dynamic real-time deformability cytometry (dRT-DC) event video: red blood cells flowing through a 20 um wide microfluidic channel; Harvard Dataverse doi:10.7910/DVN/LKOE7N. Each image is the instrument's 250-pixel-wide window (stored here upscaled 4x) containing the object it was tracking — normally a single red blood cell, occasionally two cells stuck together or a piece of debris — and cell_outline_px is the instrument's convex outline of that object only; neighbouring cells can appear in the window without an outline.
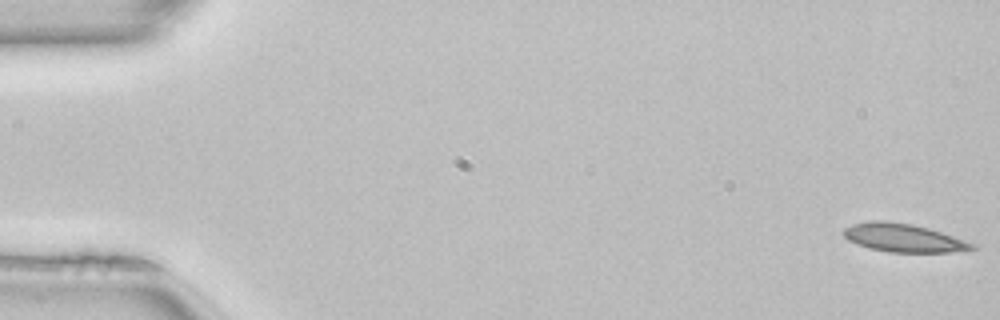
{"species": "common noctule bat (a hibernating species)", "species_latin": "Nyctalus noctula", "temperature_condition": "room temperature", "stored_images_in_passage": 50, "camera_frame_rate_fps": 3000, "um_per_image_px": 0.085, "animal": {"sex": "female", "body_mass_g": 22.7, "forearm_length_mm": 54.2}, "frame": {"image": 1, "passage_image": 1, "time_ms": 0.0, "image_size_px": [1000, 320], "cell_outline_px": [[976, 248], [948, 252], [888, 252], [868, 248], [848, 240], [844, 236], [844, 228], [852, 224], [868, 220], [884, 220], [912, 224], [928, 228], [976, 244]], "centroid_in_image_um": [76.74, 20.21], "position_along_channel_um": 8.3, "area_um2": 21.04}}
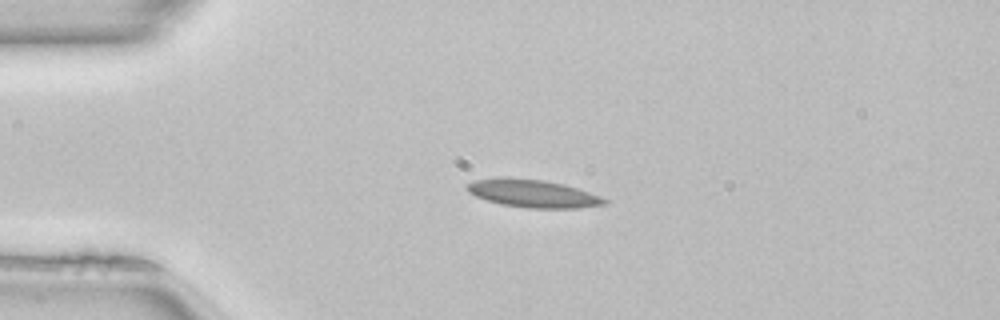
{"frame": {"image": 2, "passage_image": 12, "time_ms": 3.667, "image_size_px": [1000, 320], "cell_outline_px": [[608, 204], [580, 208], [528, 208], [500, 204], [476, 196], [468, 192], [464, 188], [464, 184], [476, 180], [544, 180], [564, 184], [600, 196], [608, 200]], "centroid_in_image_um": [45.36, 16.49], "position_along_channel_um": 39.6, "area_um2": 21.5}}
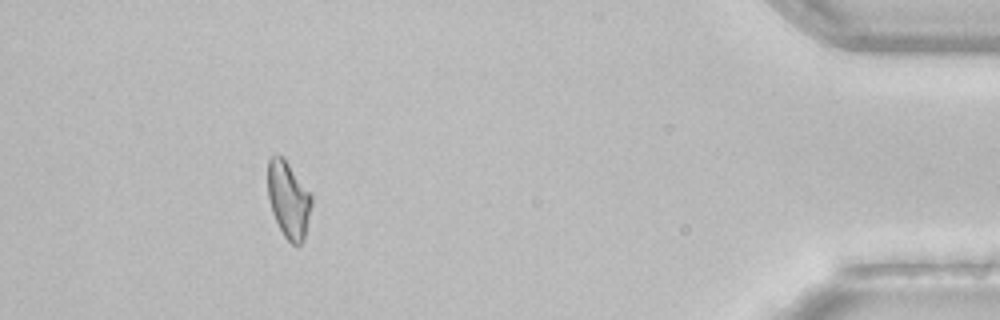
{"frame": {"image": 3, "passage_image": 46, "time_ms": 15.0, "image_size_px": [1000, 320], "cell_outline_px": [[312, 204], [304, 240], [296, 248], [284, 236], [272, 212], [268, 196], [268, 160], [272, 156], [284, 156], [312, 196]], "centroid_in_image_um": [24.53, 16.99], "position_along_channel_um": 410.7, "area_um2": 19.54}, "authors_computed_cell_mechanics": {"area_um2": 20.4612, "velocity_mm_per_s": 4.0735, "shape_relaxation_time_tau1_ms": null, "shape_relaxation_time_tau2_ms": 9.384, "deformation_change_tau1": null, "deformation_change_tau2": 0.2407}}